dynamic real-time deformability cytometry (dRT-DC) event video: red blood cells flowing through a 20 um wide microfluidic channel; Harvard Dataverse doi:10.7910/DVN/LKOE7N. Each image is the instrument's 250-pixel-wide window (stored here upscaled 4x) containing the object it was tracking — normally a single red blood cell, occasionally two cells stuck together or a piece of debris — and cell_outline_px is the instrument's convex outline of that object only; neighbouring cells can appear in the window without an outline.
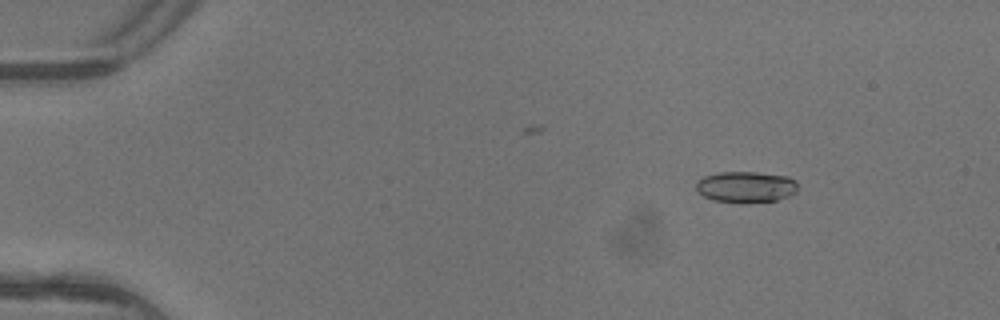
{"species": "common noctule bat (a hibernating species)", "species_latin": "Nyctalus noctula", "temperature_condition": "warm", "stored_images_in_passage": 4, "camera_frame_rate_fps": 3000, "um_per_image_px": 0.085, "animal": {"sex": "female"}, "frame": {"image": 1, "passage_image": 2, "time_ms": 0.333, "image_size_px": [1000, 320], "cell_outline_px": [[796, 192], [788, 196], [776, 200], [744, 204], [740, 204], [712, 200], [704, 196], [696, 188], [696, 180], [704, 176], [720, 172], [756, 172], [788, 176], [796, 180]], "centroid_in_image_um": [63.39, 15.9], "position_along_channel_um": 21.6, "area_um2": 18.73}}